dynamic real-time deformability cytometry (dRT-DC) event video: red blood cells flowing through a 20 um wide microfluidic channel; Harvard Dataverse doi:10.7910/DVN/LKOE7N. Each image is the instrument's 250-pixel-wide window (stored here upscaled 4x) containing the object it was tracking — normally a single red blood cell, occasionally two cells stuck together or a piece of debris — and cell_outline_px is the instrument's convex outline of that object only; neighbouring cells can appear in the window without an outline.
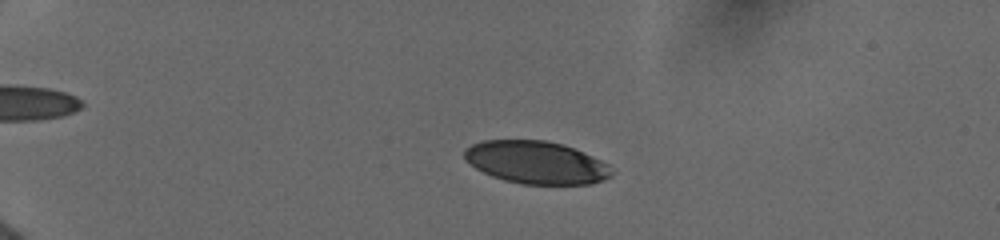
{"species": "human", "species_latin": "Homo sapiens", "temperature_condition": "cold", "stored_images_in_passage": 47, "camera_frame_rate_fps": 3000, "um_per_image_px": 0.085, "donor": {"sex": "female"}, "frame": {"image": 1, "passage_image": 12, "time_ms": 4.333, "image_size_px": [1000, 240], "cell_outline_px": [[616, 172], [612, 176], [604, 180], [592, 184], [524, 184], [504, 180], [492, 176], [476, 168], [464, 156], [464, 148], [472, 144], [484, 140], [544, 140], [564, 144], [584, 152], [616, 168]], "centroid_in_image_um": [45.65, 13.81], "position_along_channel_um": 39.4, "area_um2": 36.82}}
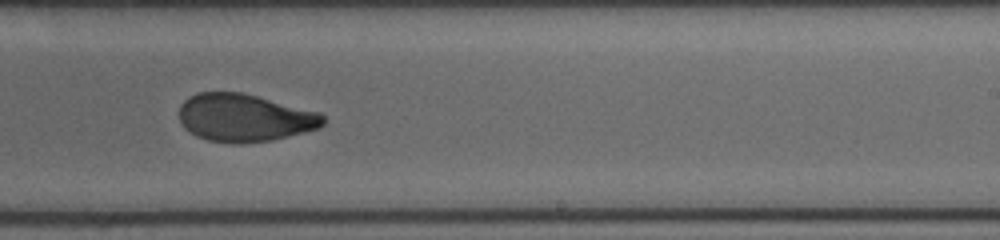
{"frame": {"image": 2, "passage_image": 31, "time_ms": 12.0, "image_size_px": [1000, 240], "cell_outline_px": [[324, 124], [320, 128], [272, 140], [240, 144], [232, 144], [208, 140], [196, 136], [188, 132], [180, 124], [180, 104], [188, 96], [196, 92], [240, 92], [320, 112], [324, 116]], "centroid_in_image_um": [20.75, 10.02], "position_along_channel_um": 268.3, "area_um2": 40.29}}
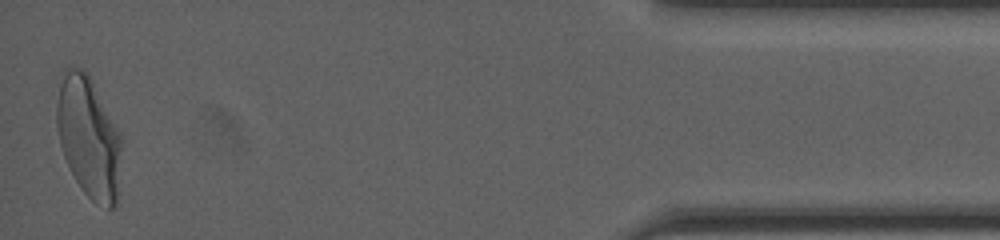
{"frame": {"image": 3, "passage_image": 47, "time_ms": 17.667, "image_size_px": [1000, 240], "cell_outline_px": [[120, 148], [116, 208], [108, 208], [96, 204], [80, 188], [64, 156], [60, 144], [56, 124], [56, 104], [60, 84], [64, 68], [68, 64], [80, 68], [88, 72], [120, 132]], "centroid_in_image_um": [7.51, 11.61], "position_along_channel_um": 427.7, "area_um2": 45.6}, "authors_computed_cell_mechanics": {"area_um2": 40.2866, "velocity_mm_per_s": 3.9406, "shape_relaxation_time_tau1_ms": 4.5845, "shape_relaxation_time_tau2_ms": 1.6317, "deformation_change_tau1": 0.1636, "deformation_change_tau2": 0.0744}}